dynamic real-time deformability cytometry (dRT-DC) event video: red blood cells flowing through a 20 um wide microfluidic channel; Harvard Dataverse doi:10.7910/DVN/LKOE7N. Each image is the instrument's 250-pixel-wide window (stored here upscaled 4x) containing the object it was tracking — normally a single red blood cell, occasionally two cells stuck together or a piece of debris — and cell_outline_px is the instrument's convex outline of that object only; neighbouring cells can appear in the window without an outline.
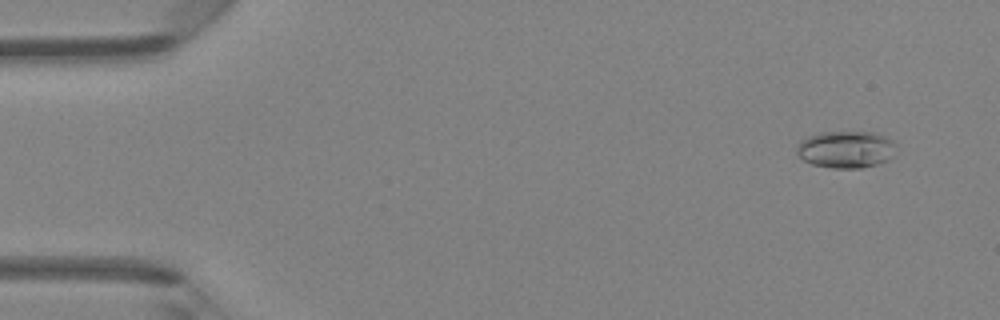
{"species": "Egyptian fruit bat (a non-hibernating species)", "species_latin": "Rousettus aegyptiacus", "temperature_condition": "room temperature", "stored_images_in_passage": 47, "camera_frame_rate_fps": 3000, "um_per_image_px": 0.085, "animal": {"sex": "female"}, "frame": {"image": 1, "passage_image": 3, "time_ms": 0.667, "image_size_px": [1000, 320], "cell_outline_px": [[896, 144], [892, 156], [888, 160], [876, 164], [860, 168], [832, 168], [812, 164], [804, 160], [796, 152], [796, 148], [800, 140], [808, 136], [820, 132], [872, 132], [884, 136], [892, 140]], "centroid_in_image_um": [71.88, 12.69], "position_along_channel_um": 13.1, "area_um2": 21.44}}
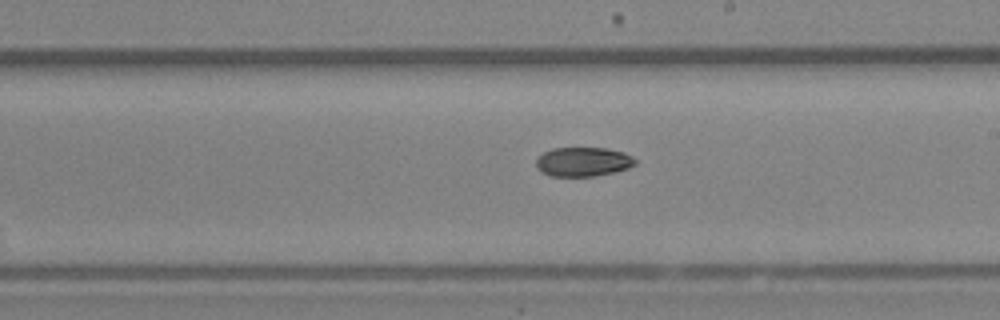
{"frame": {"image": 2, "passage_image": 27, "time_ms": 8.667, "image_size_px": [1000, 320], "cell_outline_px": [[636, 164], [628, 168], [616, 172], [596, 176], [552, 176], [540, 172], [536, 168], [536, 156], [552, 148], [608, 148], [624, 152], [632, 156], [636, 160]], "centroid_in_image_um": [49.55, 13.75], "position_along_channel_um": 239.4, "area_um2": 17.17}}
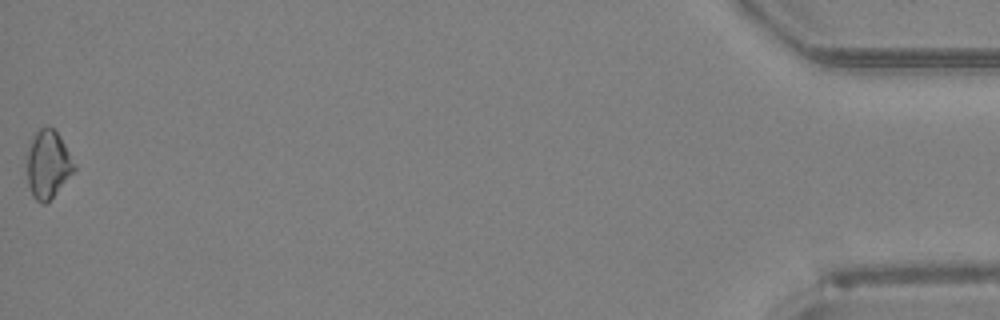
{"frame": {"image": 3, "passage_image": 47, "time_ms": 15.333, "image_size_px": [1000, 320], "cell_outline_px": [[76, 168], [52, 196], [44, 204], [36, 200], [32, 196], [28, 188], [24, 156], [32, 136], [40, 128], [52, 128], [60, 136], [76, 164]], "centroid_in_image_um": [4.01, 13.95], "position_along_channel_um": 431.2, "area_um2": 18.9}, "authors_computed_cell_mechanics": {"area_um2": 17.8602, "velocity_mm_per_s": 4.3199, "shape_relaxation_time_tau1_ms": 8.7691, "shape_relaxation_time_tau2_ms": 10.4986, "deformation_change_tau1": 0.1409, "deformation_change_tau2": 0.1292}}